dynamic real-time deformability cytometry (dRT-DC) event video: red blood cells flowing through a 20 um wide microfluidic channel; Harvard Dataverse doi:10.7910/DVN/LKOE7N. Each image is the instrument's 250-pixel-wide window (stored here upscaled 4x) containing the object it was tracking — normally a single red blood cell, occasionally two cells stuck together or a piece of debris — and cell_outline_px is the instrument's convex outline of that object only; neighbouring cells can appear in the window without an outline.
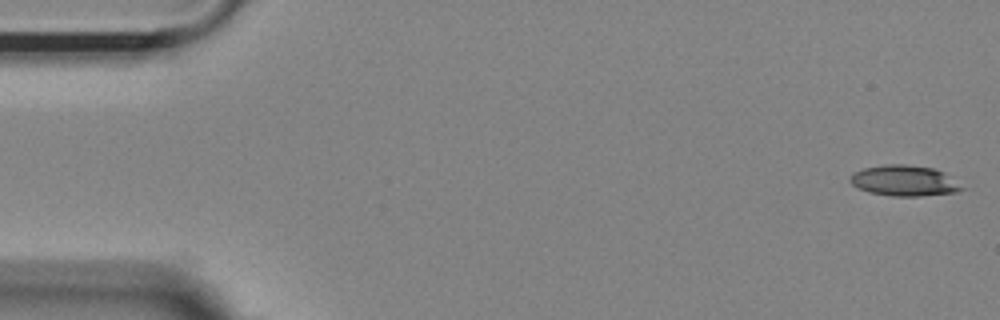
{"species": "Egyptian fruit bat (a non-hibernating species)", "species_latin": "Rousettus aegyptiacus", "temperature_condition": "room temperature", "stored_images_in_passage": 54, "camera_frame_rate_fps": 3000, "um_per_image_px": 0.085, "animal": {"sex": "female"}, "frame": {"image": 1, "passage_image": 1, "time_ms": 0.0, "image_size_px": [1000, 320], "cell_outline_px": [[964, 188], [956, 192], [920, 196], [892, 196], [868, 192], [856, 188], [848, 180], [852, 172], [864, 168], [884, 164], [904, 164], [932, 168], [944, 172]], "centroid_in_image_um": [76.79, 15.36], "position_along_channel_um": 8.2, "area_um2": 20.0}}
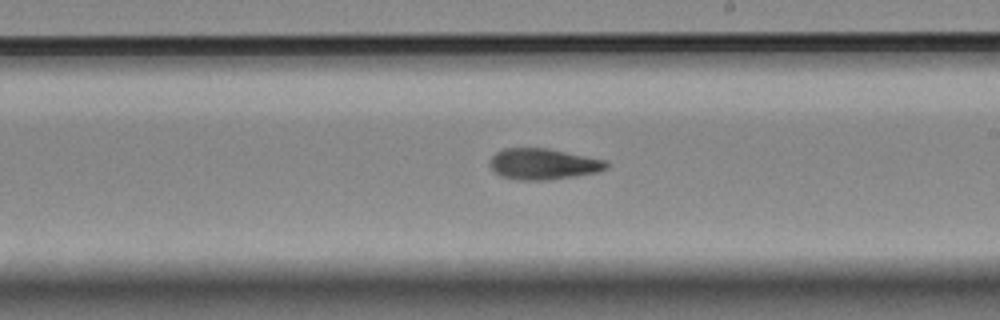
{"frame": {"image": 2, "passage_image": 31, "time_ms": 10.0, "image_size_px": [1000, 320], "cell_outline_px": [[612, 164], [608, 168], [600, 172], [576, 176], [548, 180], [516, 180], [500, 176], [488, 164], [492, 156], [496, 152], [504, 148], [548, 148], [608, 160]], "centroid_in_image_um": [46.24, 13.94], "position_along_channel_um": 242.8, "area_um2": 21.5}}
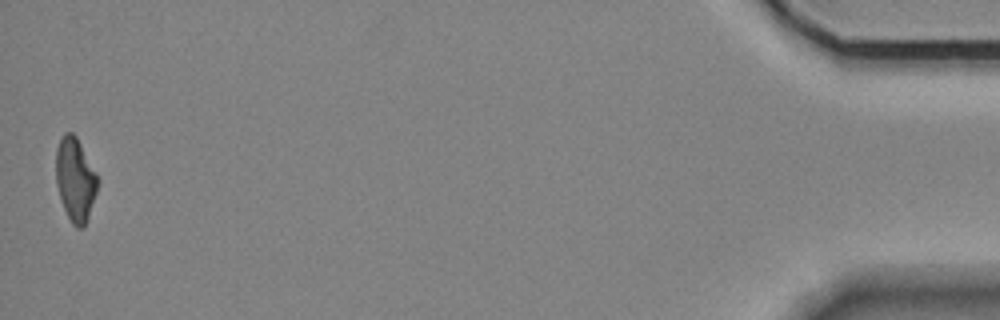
{"frame": {"image": 3, "passage_image": 54, "time_ms": 17.667, "image_size_px": [1000, 320], "cell_outline_px": [[100, 180], [88, 220], [84, 228], [76, 228], [72, 224], [64, 208], [56, 184], [56, 148], [64, 132], [72, 132], [76, 136], [96, 172]], "centroid_in_image_um": [6.41, 15.28], "position_along_channel_um": 428.8, "area_um2": 20.4}, "authors_computed_cell_mechanics": {"area_um2": 20.7502, "velocity_mm_per_s": 3.6271, "shape_relaxation_time_tau1_ms": null, "shape_relaxation_time_tau2_ms": 5.2195, "deformation_change_tau1": null, "deformation_change_tau2": 0.1403}}